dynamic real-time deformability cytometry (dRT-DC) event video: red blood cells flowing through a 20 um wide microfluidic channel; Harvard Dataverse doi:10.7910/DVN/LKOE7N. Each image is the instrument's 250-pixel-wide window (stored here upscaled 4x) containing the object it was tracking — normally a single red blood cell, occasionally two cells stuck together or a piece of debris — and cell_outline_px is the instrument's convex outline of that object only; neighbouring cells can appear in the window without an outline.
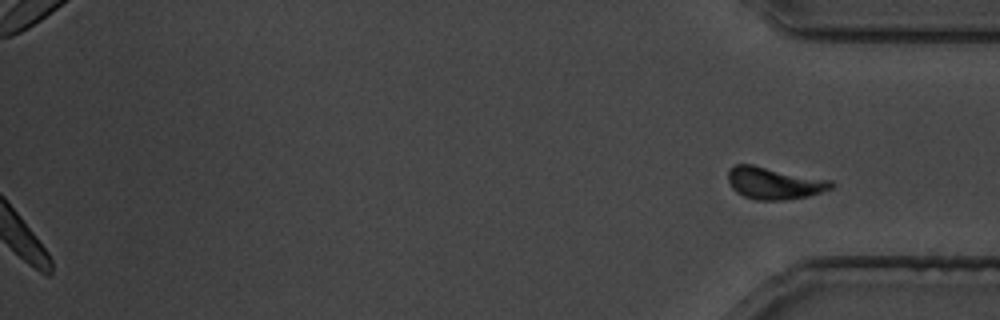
{"species": "common noctule bat (a hibernating species)", "species_latin": "Nyctalus noctula", "temperature_condition": "cold", "stored_images_in_passage": 29, "segment_of_instrument_passage": [2, 2], "camera_frame_rate_fps": 3000, "um_per_image_px": 0.085, "animal": {"sex": "male", "body_mass_g": 19.5, "forearm_length_mm": 54.6}, "frame": {"image": 1, "passage_image": 29, "time_ms": 34.0, "image_size_px": [1000, 320], "cell_outline_px": [[836, 184], [832, 188], [808, 196], [784, 200], [756, 200], [744, 196], [736, 192], [732, 188], [728, 180], [728, 168], [732, 164], [752, 164], [832, 180]], "centroid_in_image_um": [65.79, 15.55], "position_along_channel_um": 369.4, "area_um2": 19.48}}